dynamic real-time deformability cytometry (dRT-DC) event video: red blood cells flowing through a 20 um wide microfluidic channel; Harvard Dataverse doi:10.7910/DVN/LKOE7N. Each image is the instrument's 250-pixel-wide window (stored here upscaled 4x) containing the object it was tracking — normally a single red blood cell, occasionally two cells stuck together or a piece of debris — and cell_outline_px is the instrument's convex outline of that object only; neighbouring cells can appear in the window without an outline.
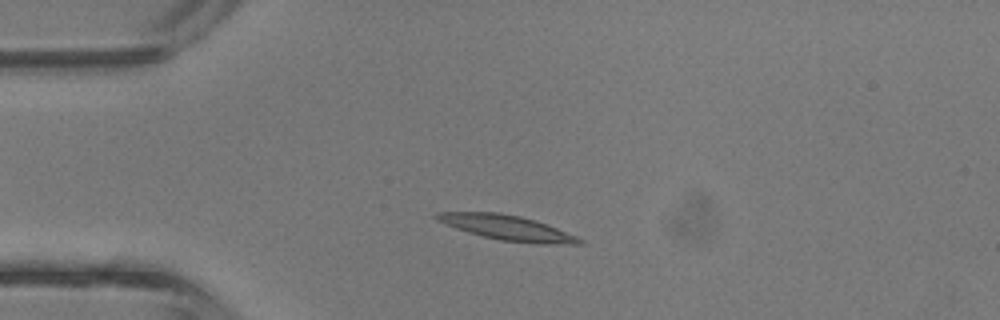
{"species": "common noctule bat (a hibernating species)", "species_latin": "Nyctalus noctula", "temperature_condition": "room temperature", "stored_images_in_passage": 32, "camera_frame_rate_fps": 3000, "um_per_image_px": 0.085, "animal": {"sex": "male", "body_mass_g": 13.3}, "frame": {"image": 1, "passage_image": 7, "time_ms": 2.0, "image_size_px": [1000, 320], "cell_outline_px": [[584, 244], [572, 244], [500, 240], [468, 232], [456, 228], [432, 216], [436, 212], [500, 212], [520, 216], [536, 220], [576, 236], [584, 240]], "centroid_in_image_um": [43.09, 19.32], "position_along_channel_um": 41.9, "area_um2": 20.06}}
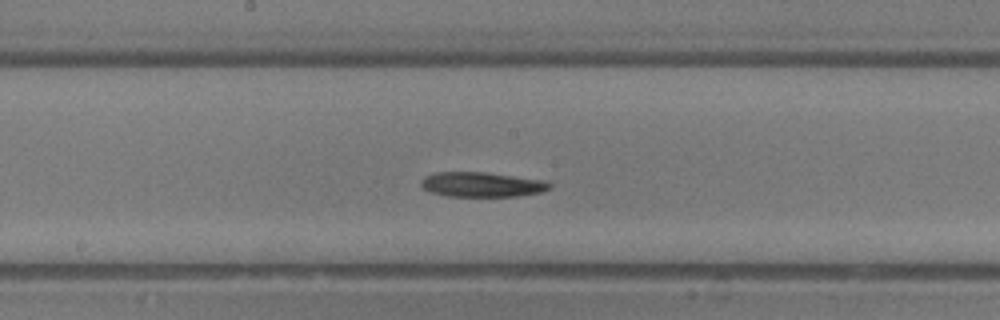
{"frame": {"image": 2, "passage_image": 19, "time_ms": 6.0, "image_size_px": [1000, 320], "cell_outline_px": [[552, 188], [540, 192], [516, 196], [448, 196], [432, 192], [420, 188], [420, 180], [424, 176], [432, 172], [484, 172], [544, 180], [552, 184]], "centroid_in_image_um": [40.91, 15.67], "position_along_channel_um": 207.3, "area_um2": 18.67}}
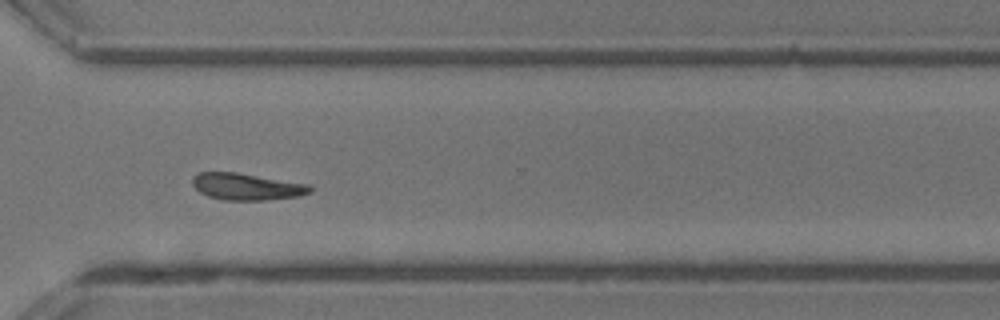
{"frame": {"image": 3, "passage_image": 28, "time_ms": 9.0, "image_size_px": [1000, 320], "cell_outline_px": [[312, 192], [300, 196], [268, 200], [224, 200], [208, 196], [200, 192], [192, 184], [192, 176], [200, 172], [236, 172], [312, 184]], "centroid_in_image_um": [21.02, 15.86], "position_along_channel_um": 349.6, "area_um2": 18.61}, "authors_computed_cell_mechanics": {"area_um2": 18.6694, "velocity_mm_per_s": 4.7542, "shape_relaxation_time_tau1_ms": 4.6935, "shape_relaxation_time_tau2_ms": null, "deformation_change_tau1": 0.1306, "deformation_change_tau2": null}}